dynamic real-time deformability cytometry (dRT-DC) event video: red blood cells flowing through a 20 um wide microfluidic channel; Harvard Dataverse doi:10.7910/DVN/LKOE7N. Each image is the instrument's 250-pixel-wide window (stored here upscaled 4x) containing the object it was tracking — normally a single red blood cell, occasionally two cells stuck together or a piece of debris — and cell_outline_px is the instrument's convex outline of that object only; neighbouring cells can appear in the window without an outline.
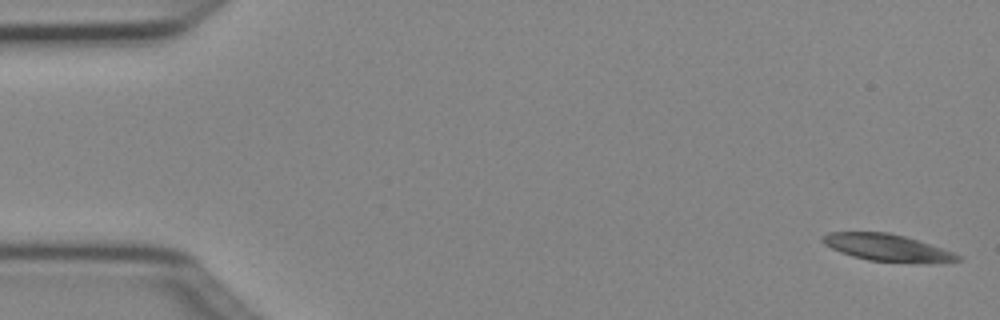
{"species": "Egyptian fruit bat (a non-hibernating species)", "species_latin": "Rousettus aegyptiacus", "temperature_condition": "cold", "stored_images_in_passage": 4, "camera_frame_rate_fps": 3000, "um_per_image_px": 0.085, "animal": {"sex": "female"}, "frame": {"image": 1, "passage_image": 1, "time_ms": 0.0, "image_size_px": [1000, 320], "cell_outline_px": [[964, 260], [868, 260], [852, 256], [840, 252], [824, 244], [820, 240], [820, 236], [828, 232], [888, 232], [904, 236], [952, 252], [960, 256]], "centroid_in_image_um": [75.2, 20.98], "position_along_channel_um": 9.8, "area_um2": 19.94}}